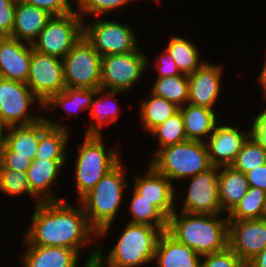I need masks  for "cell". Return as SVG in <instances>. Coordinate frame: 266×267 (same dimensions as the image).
Instances as JSON below:
<instances>
[{"label": "cell", "mask_w": 266, "mask_h": 267, "mask_svg": "<svg viewBox=\"0 0 266 267\" xmlns=\"http://www.w3.org/2000/svg\"><path fill=\"white\" fill-rule=\"evenodd\" d=\"M34 207L30 226L21 240L23 246H58L82 254L85 246L97 243L94 239L98 233L90 226L81 204L61 200L40 202Z\"/></svg>", "instance_id": "obj_1"}, {"label": "cell", "mask_w": 266, "mask_h": 267, "mask_svg": "<svg viewBox=\"0 0 266 267\" xmlns=\"http://www.w3.org/2000/svg\"><path fill=\"white\" fill-rule=\"evenodd\" d=\"M166 231L201 256L228 247V218L225 213L193 214L180 211L179 214L176 207L168 218Z\"/></svg>", "instance_id": "obj_2"}, {"label": "cell", "mask_w": 266, "mask_h": 267, "mask_svg": "<svg viewBox=\"0 0 266 267\" xmlns=\"http://www.w3.org/2000/svg\"><path fill=\"white\" fill-rule=\"evenodd\" d=\"M118 240L104 256L97 242V257L93 267H142L154 261L156 245L162 231L154 226L126 222Z\"/></svg>", "instance_id": "obj_3"}, {"label": "cell", "mask_w": 266, "mask_h": 267, "mask_svg": "<svg viewBox=\"0 0 266 267\" xmlns=\"http://www.w3.org/2000/svg\"><path fill=\"white\" fill-rule=\"evenodd\" d=\"M124 170L120 161L77 203L82 205L90 226L98 233V239L107 236L121 205L125 203L123 191L129 185Z\"/></svg>", "instance_id": "obj_4"}, {"label": "cell", "mask_w": 266, "mask_h": 267, "mask_svg": "<svg viewBox=\"0 0 266 267\" xmlns=\"http://www.w3.org/2000/svg\"><path fill=\"white\" fill-rule=\"evenodd\" d=\"M150 165L172 183L213 167L205 142L186 140L154 152Z\"/></svg>", "instance_id": "obj_5"}, {"label": "cell", "mask_w": 266, "mask_h": 267, "mask_svg": "<svg viewBox=\"0 0 266 267\" xmlns=\"http://www.w3.org/2000/svg\"><path fill=\"white\" fill-rule=\"evenodd\" d=\"M103 141V136H85L82 143H79L73 179L77 189V202L123 160V153H119L118 147L107 148Z\"/></svg>", "instance_id": "obj_6"}, {"label": "cell", "mask_w": 266, "mask_h": 267, "mask_svg": "<svg viewBox=\"0 0 266 267\" xmlns=\"http://www.w3.org/2000/svg\"><path fill=\"white\" fill-rule=\"evenodd\" d=\"M145 54L138 47L129 53L102 56L100 88L128 93L149 68Z\"/></svg>", "instance_id": "obj_7"}, {"label": "cell", "mask_w": 266, "mask_h": 267, "mask_svg": "<svg viewBox=\"0 0 266 267\" xmlns=\"http://www.w3.org/2000/svg\"><path fill=\"white\" fill-rule=\"evenodd\" d=\"M83 23L75 11L52 16L32 47L40 53L63 59L83 37Z\"/></svg>", "instance_id": "obj_8"}, {"label": "cell", "mask_w": 266, "mask_h": 267, "mask_svg": "<svg viewBox=\"0 0 266 267\" xmlns=\"http://www.w3.org/2000/svg\"><path fill=\"white\" fill-rule=\"evenodd\" d=\"M98 18L95 22L84 21L83 36L101 56L125 54L139 47L132 27L116 20Z\"/></svg>", "instance_id": "obj_9"}, {"label": "cell", "mask_w": 266, "mask_h": 267, "mask_svg": "<svg viewBox=\"0 0 266 267\" xmlns=\"http://www.w3.org/2000/svg\"><path fill=\"white\" fill-rule=\"evenodd\" d=\"M43 110L42 102L35 96L26 83L0 77V116L8 126L29 125L38 122L44 116L32 113L31 107Z\"/></svg>", "instance_id": "obj_10"}, {"label": "cell", "mask_w": 266, "mask_h": 267, "mask_svg": "<svg viewBox=\"0 0 266 267\" xmlns=\"http://www.w3.org/2000/svg\"><path fill=\"white\" fill-rule=\"evenodd\" d=\"M101 59L83 36L62 59L65 86L100 89Z\"/></svg>", "instance_id": "obj_11"}, {"label": "cell", "mask_w": 266, "mask_h": 267, "mask_svg": "<svg viewBox=\"0 0 266 267\" xmlns=\"http://www.w3.org/2000/svg\"><path fill=\"white\" fill-rule=\"evenodd\" d=\"M26 84L42 104H45L53 95L66 88L62 59L40 53L33 49L31 44V59Z\"/></svg>", "instance_id": "obj_12"}, {"label": "cell", "mask_w": 266, "mask_h": 267, "mask_svg": "<svg viewBox=\"0 0 266 267\" xmlns=\"http://www.w3.org/2000/svg\"><path fill=\"white\" fill-rule=\"evenodd\" d=\"M218 175L219 167L213 166L205 172L188 178L189 186L180 211L193 214L224 213L219 201Z\"/></svg>", "instance_id": "obj_13"}, {"label": "cell", "mask_w": 266, "mask_h": 267, "mask_svg": "<svg viewBox=\"0 0 266 267\" xmlns=\"http://www.w3.org/2000/svg\"><path fill=\"white\" fill-rule=\"evenodd\" d=\"M228 247L247 264L266 247V220H228Z\"/></svg>", "instance_id": "obj_14"}, {"label": "cell", "mask_w": 266, "mask_h": 267, "mask_svg": "<svg viewBox=\"0 0 266 267\" xmlns=\"http://www.w3.org/2000/svg\"><path fill=\"white\" fill-rule=\"evenodd\" d=\"M219 123L205 141L210 162L216 167L231 166L251 135V125L249 131L246 129L244 131L227 122L224 125L221 124L222 121Z\"/></svg>", "instance_id": "obj_15"}, {"label": "cell", "mask_w": 266, "mask_h": 267, "mask_svg": "<svg viewBox=\"0 0 266 267\" xmlns=\"http://www.w3.org/2000/svg\"><path fill=\"white\" fill-rule=\"evenodd\" d=\"M224 65L206 61L188 76V102L213 109L219 100Z\"/></svg>", "instance_id": "obj_16"}, {"label": "cell", "mask_w": 266, "mask_h": 267, "mask_svg": "<svg viewBox=\"0 0 266 267\" xmlns=\"http://www.w3.org/2000/svg\"><path fill=\"white\" fill-rule=\"evenodd\" d=\"M133 186L138 194L151 201L167 218L176 210V200L181 194H178V189L170 180L150 164L142 177H135Z\"/></svg>", "instance_id": "obj_17"}, {"label": "cell", "mask_w": 266, "mask_h": 267, "mask_svg": "<svg viewBox=\"0 0 266 267\" xmlns=\"http://www.w3.org/2000/svg\"><path fill=\"white\" fill-rule=\"evenodd\" d=\"M31 44L9 36L0 37V77L26 83Z\"/></svg>", "instance_id": "obj_18"}, {"label": "cell", "mask_w": 266, "mask_h": 267, "mask_svg": "<svg viewBox=\"0 0 266 267\" xmlns=\"http://www.w3.org/2000/svg\"><path fill=\"white\" fill-rule=\"evenodd\" d=\"M67 160H33L27 170V177L30 191L41 201H61L65 198L58 197L53 193V184H56L64 167L67 166ZM51 188V189H50Z\"/></svg>", "instance_id": "obj_19"}, {"label": "cell", "mask_w": 266, "mask_h": 267, "mask_svg": "<svg viewBox=\"0 0 266 267\" xmlns=\"http://www.w3.org/2000/svg\"><path fill=\"white\" fill-rule=\"evenodd\" d=\"M40 119V140L35 159L67 160L66 146L69 141L70 128L68 125L52 118ZM52 119V120H51Z\"/></svg>", "instance_id": "obj_20"}, {"label": "cell", "mask_w": 266, "mask_h": 267, "mask_svg": "<svg viewBox=\"0 0 266 267\" xmlns=\"http://www.w3.org/2000/svg\"><path fill=\"white\" fill-rule=\"evenodd\" d=\"M20 255L22 267H79L80 254L58 246L26 245Z\"/></svg>", "instance_id": "obj_21"}, {"label": "cell", "mask_w": 266, "mask_h": 267, "mask_svg": "<svg viewBox=\"0 0 266 267\" xmlns=\"http://www.w3.org/2000/svg\"><path fill=\"white\" fill-rule=\"evenodd\" d=\"M202 256L181 244L167 231L158 239L154 261L157 267H200Z\"/></svg>", "instance_id": "obj_22"}, {"label": "cell", "mask_w": 266, "mask_h": 267, "mask_svg": "<svg viewBox=\"0 0 266 267\" xmlns=\"http://www.w3.org/2000/svg\"><path fill=\"white\" fill-rule=\"evenodd\" d=\"M51 17L45 10L17 0L13 31L9 37L32 44Z\"/></svg>", "instance_id": "obj_23"}, {"label": "cell", "mask_w": 266, "mask_h": 267, "mask_svg": "<svg viewBox=\"0 0 266 267\" xmlns=\"http://www.w3.org/2000/svg\"><path fill=\"white\" fill-rule=\"evenodd\" d=\"M123 94L120 91L98 89L89 109L92 121L86 129L85 136H102V128L112 124L120 117V110L117 97Z\"/></svg>", "instance_id": "obj_24"}, {"label": "cell", "mask_w": 266, "mask_h": 267, "mask_svg": "<svg viewBox=\"0 0 266 267\" xmlns=\"http://www.w3.org/2000/svg\"><path fill=\"white\" fill-rule=\"evenodd\" d=\"M0 156H22L35 160L40 140V120L29 125L8 127Z\"/></svg>", "instance_id": "obj_25"}, {"label": "cell", "mask_w": 266, "mask_h": 267, "mask_svg": "<svg viewBox=\"0 0 266 267\" xmlns=\"http://www.w3.org/2000/svg\"><path fill=\"white\" fill-rule=\"evenodd\" d=\"M187 140L205 142L218 124L217 112L201 106L189 103L179 107Z\"/></svg>", "instance_id": "obj_26"}, {"label": "cell", "mask_w": 266, "mask_h": 267, "mask_svg": "<svg viewBox=\"0 0 266 267\" xmlns=\"http://www.w3.org/2000/svg\"><path fill=\"white\" fill-rule=\"evenodd\" d=\"M249 189L246 175L232 166L219 167L218 192L221 210L228 214Z\"/></svg>", "instance_id": "obj_27"}, {"label": "cell", "mask_w": 266, "mask_h": 267, "mask_svg": "<svg viewBox=\"0 0 266 267\" xmlns=\"http://www.w3.org/2000/svg\"><path fill=\"white\" fill-rule=\"evenodd\" d=\"M97 90L98 89L66 87L62 92L53 95L43 104V109L52 112L57 110L56 108L61 109L62 107L70 116L81 111L84 112L83 110L86 111L90 109Z\"/></svg>", "instance_id": "obj_28"}, {"label": "cell", "mask_w": 266, "mask_h": 267, "mask_svg": "<svg viewBox=\"0 0 266 267\" xmlns=\"http://www.w3.org/2000/svg\"><path fill=\"white\" fill-rule=\"evenodd\" d=\"M165 50L171 54L175 64L182 74L189 75L200 68L206 59H201L199 47L187 38L170 36Z\"/></svg>", "instance_id": "obj_29"}, {"label": "cell", "mask_w": 266, "mask_h": 267, "mask_svg": "<svg viewBox=\"0 0 266 267\" xmlns=\"http://www.w3.org/2000/svg\"><path fill=\"white\" fill-rule=\"evenodd\" d=\"M150 98L141 101L140 106V122L148 133L168 118L179 111V107L166 100L165 98L155 95L150 91Z\"/></svg>", "instance_id": "obj_30"}, {"label": "cell", "mask_w": 266, "mask_h": 267, "mask_svg": "<svg viewBox=\"0 0 266 267\" xmlns=\"http://www.w3.org/2000/svg\"><path fill=\"white\" fill-rule=\"evenodd\" d=\"M128 211L131 219L128 222L150 225L167 230L168 218L151 202L138 194L134 189L131 192Z\"/></svg>", "instance_id": "obj_31"}, {"label": "cell", "mask_w": 266, "mask_h": 267, "mask_svg": "<svg viewBox=\"0 0 266 267\" xmlns=\"http://www.w3.org/2000/svg\"><path fill=\"white\" fill-rule=\"evenodd\" d=\"M151 92L176 104L184 106L188 102V76L186 74L156 77Z\"/></svg>", "instance_id": "obj_32"}, {"label": "cell", "mask_w": 266, "mask_h": 267, "mask_svg": "<svg viewBox=\"0 0 266 267\" xmlns=\"http://www.w3.org/2000/svg\"><path fill=\"white\" fill-rule=\"evenodd\" d=\"M266 191L249 187L244 197L227 214L228 220L261 219Z\"/></svg>", "instance_id": "obj_33"}, {"label": "cell", "mask_w": 266, "mask_h": 267, "mask_svg": "<svg viewBox=\"0 0 266 267\" xmlns=\"http://www.w3.org/2000/svg\"><path fill=\"white\" fill-rule=\"evenodd\" d=\"M149 134L158 139V148L156 152L166 146L175 145L187 140L185 127L180 110L154 128Z\"/></svg>", "instance_id": "obj_34"}, {"label": "cell", "mask_w": 266, "mask_h": 267, "mask_svg": "<svg viewBox=\"0 0 266 267\" xmlns=\"http://www.w3.org/2000/svg\"><path fill=\"white\" fill-rule=\"evenodd\" d=\"M266 163V150L261 143L252 135L245 141L242 149L231 165L234 169L247 173Z\"/></svg>", "instance_id": "obj_35"}, {"label": "cell", "mask_w": 266, "mask_h": 267, "mask_svg": "<svg viewBox=\"0 0 266 267\" xmlns=\"http://www.w3.org/2000/svg\"><path fill=\"white\" fill-rule=\"evenodd\" d=\"M0 191L10 197L23 194L35 199V205L41 201L30 191L27 173L9 168H0Z\"/></svg>", "instance_id": "obj_36"}, {"label": "cell", "mask_w": 266, "mask_h": 267, "mask_svg": "<svg viewBox=\"0 0 266 267\" xmlns=\"http://www.w3.org/2000/svg\"><path fill=\"white\" fill-rule=\"evenodd\" d=\"M76 1V2H75ZM133 0H74L75 12L84 20L85 16H105L114 9L121 10L122 6L132 3ZM119 7V8H118ZM85 15V16H84Z\"/></svg>", "instance_id": "obj_37"}, {"label": "cell", "mask_w": 266, "mask_h": 267, "mask_svg": "<svg viewBox=\"0 0 266 267\" xmlns=\"http://www.w3.org/2000/svg\"><path fill=\"white\" fill-rule=\"evenodd\" d=\"M200 267H247L229 247L212 254L203 255Z\"/></svg>", "instance_id": "obj_38"}, {"label": "cell", "mask_w": 266, "mask_h": 267, "mask_svg": "<svg viewBox=\"0 0 266 267\" xmlns=\"http://www.w3.org/2000/svg\"><path fill=\"white\" fill-rule=\"evenodd\" d=\"M24 3L39 7L52 16L64 15L74 10V0H21Z\"/></svg>", "instance_id": "obj_39"}, {"label": "cell", "mask_w": 266, "mask_h": 267, "mask_svg": "<svg viewBox=\"0 0 266 267\" xmlns=\"http://www.w3.org/2000/svg\"><path fill=\"white\" fill-rule=\"evenodd\" d=\"M17 0H0V37L10 36L13 31Z\"/></svg>", "instance_id": "obj_40"}, {"label": "cell", "mask_w": 266, "mask_h": 267, "mask_svg": "<svg viewBox=\"0 0 266 267\" xmlns=\"http://www.w3.org/2000/svg\"><path fill=\"white\" fill-rule=\"evenodd\" d=\"M152 64L154 68L156 67V70L159 73L157 77L182 75L171 54L166 50H163V52L158 55V58L156 57Z\"/></svg>", "instance_id": "obj_41"}, {"label": "cell", "mask_w": 266, "mask_h": 267, "mask_svg": "<svg viewBox=\"0 0 266 267\" xmlns=\"http://www.w3.org/2000/svg\"><path fill=\"white\" fill-rule=\"evenodd\" d=\"M251 123V135L255 137L266 150V108L255 115Z\"/></svg>", "instance_id": "obj_42"}, {"label": "cell", "mask_w": 266, "mask_h": 267, "mask_svg": "<svg viewBox=\"0 0 266 267\" xmlns=\"http://www.w3.org/2000/svg\"><path fill=\"white\" fill-rule=\"evenodd\" d=\"M32 160L22 156H0V168H9L26 173Z\"/></svg>", "instance_id": "obj_43"}, {"label": "cell", "mask_w": 266, "mask_h": 267, "mask_svg": "<svg viewBox=\"0 0 266 267\" xmlns=\"http://www.w3.org/2000/svg\"><path fill=\"white\" fill-rule=\"evenodd\" d=\"M249 187L266 191V163L252 171L245 173Z\"/></svg>", "instance_id": "obj_44"}, {"label": "cell", "mask_w": 266, "mask_h": 267, "mask_svg": "<svg viewBox=\"0 0 266 267\" xmlns=\"http://www.w3.org/2000/svg\"><path fill=\"white\" fill-rule=\"evenodd\" d=\"M247 267H266V247L247 263Z\"/></svg>", "instance_id": "obj_45"}, {"label": "cell", "mask_w": 266, "mask_h": 267, "mask_svg": "<svg viewBox=\"0 0 266 267\" xmlns=\"http://www.w3.org/2000/svg\"><path fill=\"white\" fill-rule=\"evenodd\" d=\"M263 65L264 66L262 67V70L259 72L257 81L259 82L262 88L263 98L266 99V58H265V63Z\"/></svg>", "instance_id": "obj_46"}, {"label": "cell", "mask_w": 266, "mask_h": 267, "mask_svg": "<svg viewBox=\"0 0 266 267\" xmlns=\"http://www.w3.org/2000/svg\"><path fill=\"white\" fill-rule=\"evenodd\" d=\"M95 250H93L91 253H89L87 259H85V264H83V267H93L96 257H97V243L94 245Z\"/></svg>", "instance_id": "obj_47"}, {"label": "cell", "mask_w": 266, "mask_h": 267, "mask_svg": "<svg viewBox=\"0 0 266 267\" xmlns=\"http://www.w3.org/2000/svg\"><path fill=\"white\" fill-rule=\"evenodd\" d=\"M7 129H8V126L3 122V120L0 116V151H1L2 147L4 146Z\"/></svg>", "instance_id": "obj_48"}, {"label": "cell", "mask_w": 266, "mask_h": 267, "mask_svg": "<svg viewBox=\"0 0 266 267\" xmlns=\"http://www.w3.org/2000/svg\"><path fill=\"white\" fill-rule=\"evenodd\" d=\"M261 219L266 220V199L264 201Z\"/></svg>", "instance_id": "obj_49"}, {"label": "cell", "mask_w": 266, "mask_h": 267, "mask_svg": "<svg viewBox=\"0 0 266 267\" xmlns=\"http://www.w3.org/2000/svg\"><path fill=\"white\" fill-rule=\"evenodd\" d=\"M155 1H156L155 3H159V4L161 3L160 0H155Z\"/></svg>", "instance_id": "obj_50"}]
</instances>
